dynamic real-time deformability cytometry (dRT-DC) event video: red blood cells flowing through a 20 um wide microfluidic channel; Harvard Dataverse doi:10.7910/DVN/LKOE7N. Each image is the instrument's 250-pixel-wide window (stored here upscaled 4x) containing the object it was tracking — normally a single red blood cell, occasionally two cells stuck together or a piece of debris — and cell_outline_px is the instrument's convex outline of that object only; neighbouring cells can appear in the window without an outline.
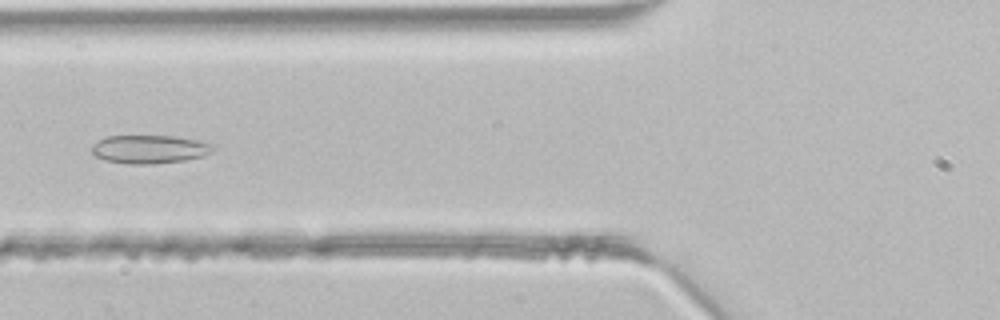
{"species": "common noctule bat (a hibernating species)", "species_latin": "Nyctalus noctula", "temperature_condition": "room temperature", "stored_images_in_passage": 3, "camera_frame_rate_fps": 3000, "um_per_image_px": 0.085, "animal": {"sex": "male", "body_mass_g": 21.5, "forearm_length_mm": 52.0}, "frame": {"image": 1, "passage_image": 3, "time_ms": 0.667, "image_size_px": [1000, 320], "cell_outline_px": [[216, 148], [212, 152], [204, 156], [184, 160], [152, 164], [128, 164], [104, 160], [96, 156], [92, 152], [92, 144], [108, 136], [172, 136], [196, 140], [212, 144]], "centroid_in_image_um": [12.72, 12.69], "position_along_channel_um": 113.1, "area_um2": 20.0}}